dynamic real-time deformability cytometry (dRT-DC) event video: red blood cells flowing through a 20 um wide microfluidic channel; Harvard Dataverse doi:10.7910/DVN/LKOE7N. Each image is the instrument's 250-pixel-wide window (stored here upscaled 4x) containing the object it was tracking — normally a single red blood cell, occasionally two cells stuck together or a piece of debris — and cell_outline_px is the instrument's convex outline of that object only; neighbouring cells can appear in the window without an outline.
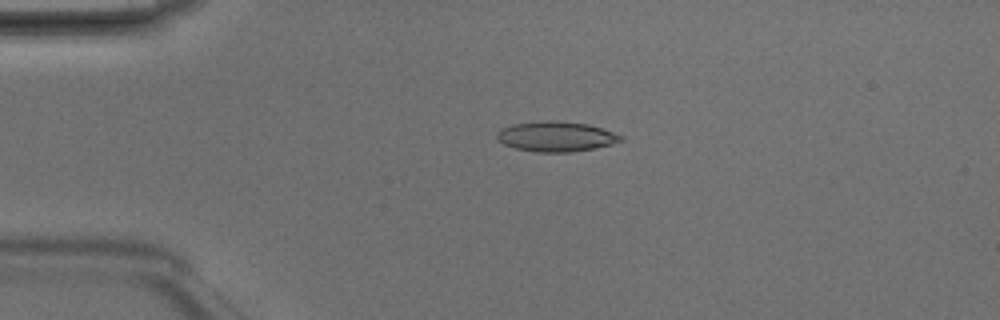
{"species": "Egyptian fruit bat (a non-hibernating species)", "species_latin": "Rousettus aegyptiacus", "temperature_condition": "room temperature", "stored_images_in_passage": 6, "camera_frame_rate_fps": 3000, "um_per_image_px": 0.085, "animal": {"sex": "male"}, "frame": {"image": 1, "passage_image": 2, "time_ms": 0.333, "image_size_px": [1000, 320], "cell_outline_px": [[624, 140], [612, 144], [596, 148], [572, 152], [536, 152], [516, 148], [504, 144], [496, 140], [496, 132], [500, 128], [512, 124], [540, 120], [556, 120], [588, 124], [624, 136]], "centroid_in_image_um": [47.24, 11.59], "position_along_channel_um": 37.8, "area_um2": 22.02}}